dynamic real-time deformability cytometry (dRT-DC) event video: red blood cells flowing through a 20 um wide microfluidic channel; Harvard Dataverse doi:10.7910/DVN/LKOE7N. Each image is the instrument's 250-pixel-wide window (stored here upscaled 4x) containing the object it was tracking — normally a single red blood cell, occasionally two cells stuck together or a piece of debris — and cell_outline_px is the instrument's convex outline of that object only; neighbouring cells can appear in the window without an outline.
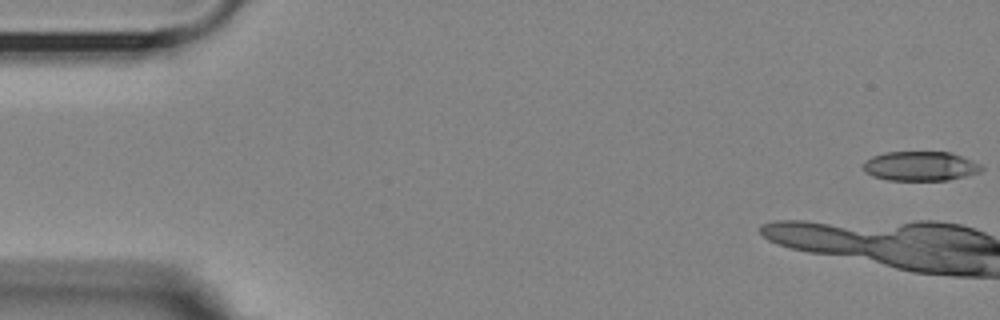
{"species": "Egyptian fruit bat (a non-hibernating species)", "species_latin": "Rousettus aegyptiacus", "temperature_condition": "room temperature", "stored_images_in_passage": 9, "camera_frame_rate_fps": 3000, "um_per_image_px": 0.085, "animal": {"sex": "female"}, "frame": {"image": 1, "passage_image": 1, "time_ms": 0.0, "image_size_px": [1000, 320], "cell_outline_px": [[984, 168], [980, 172], [948, 180], [888, 180], [872, 176], [864, 172], [864, 160], [872, 156], [884, 152], [952, 152], [972, 160], [980, 164]], "centroid_in_image_um": [78.21, 14.11], "position_along_channel_um": 6.8, "area_um2": 20.4}}